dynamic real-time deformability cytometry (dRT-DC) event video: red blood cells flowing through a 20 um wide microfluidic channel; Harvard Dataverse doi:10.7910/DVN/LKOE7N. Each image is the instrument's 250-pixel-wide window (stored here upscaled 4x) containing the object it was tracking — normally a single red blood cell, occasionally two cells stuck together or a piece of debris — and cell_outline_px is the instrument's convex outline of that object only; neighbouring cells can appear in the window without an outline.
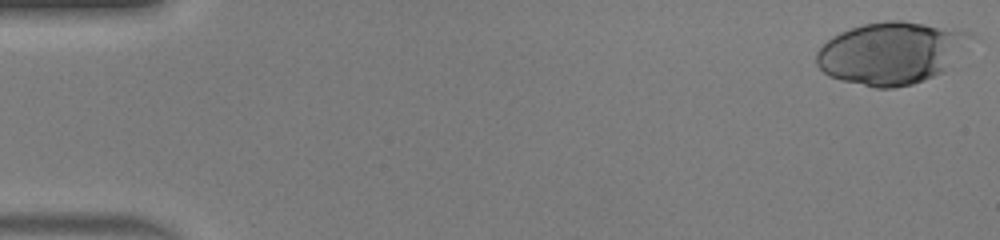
{"species": "human", "species_latin": "Homo sapiens", "temperature_condition": "warm", "stored_images_in_passage": 48, "camera_frame_rate_fps": 3000, "um_per_image_px": 0.085, "donor": {"sex": "male"}, "frame": {"image": 1, "passage_image": 1, "time_ms": 0.0, "image_size_px": [1000, 240], "cell_outline_px": [[980, 36], [944, 72], [924, 80], [912, 84], [892, 88], [876, 88], [840, 80], [828, 76], [816, 64], [816, 52], [832, 36], [840, 32], [864, 24], [888, 20], [904, 20], [964, 28]], "centroid_in_image_um": [75.89, 4.47], "position_along_channel_um": 9.1, "area_um2": 57.28}}
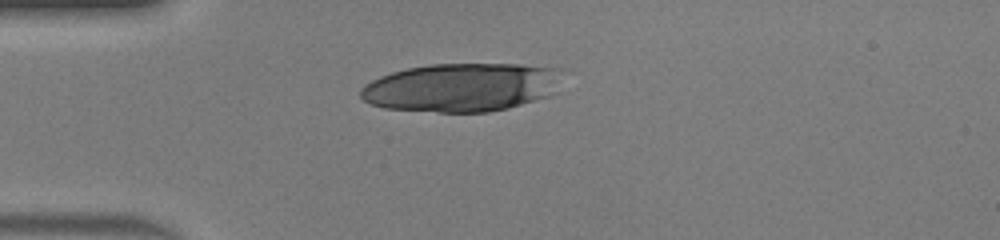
{"frame": {"image": 2, "passage_image": 13, "time_ms": 4.0, "image_size_px": [1000, 240], "cell_outline_px": [[560, 68], [548, 96], [508, 108], [488, 112], [440, 112], [384, 108], [372, 104], [364, 100], [360, 96], [360, 88], [364, 84], [380, 76], [392, 72], [408, 68], [432, 64], [520, 64]], "centroid_in_image_um": [39.12, 7.42], "position_along_channel_um": 45.9, "area_um2": 56.3}}